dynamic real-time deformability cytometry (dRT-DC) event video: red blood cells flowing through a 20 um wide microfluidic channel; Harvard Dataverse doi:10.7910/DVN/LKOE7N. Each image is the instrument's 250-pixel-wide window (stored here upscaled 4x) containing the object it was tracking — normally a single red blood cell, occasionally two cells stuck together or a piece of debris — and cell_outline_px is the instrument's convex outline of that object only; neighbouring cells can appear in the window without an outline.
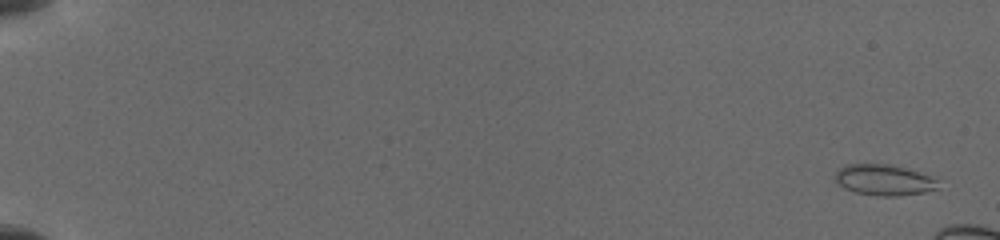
{"species": "common noctule bat (a hibernating species)", "species_latin": "Nyctalus noctula", "temperature_condition": "cold", "stored_images_in_passage": 27, "camera_frame_rate_fps": 3000, "um_per_image_px": 0.085, "animal": {"sex": "female", "body_mass_g": 19.5, "forearm_length_mm": 54.1}, "frame": {"image": 1, "passage_image": 4, "time_ms": 0.667, "image_size_px": [1000, 240], "cell_outline_px": [[936, 188], [924, 192], [900, 196], [876, 196], [856, 192], [844, 188], [836, 180], [836, 172], [840, 168], [848, 164], [888, 164], [904, 168], [928, 176], [936, 180]], "centroid_in_image_um": [75.09, 15.31], "position_along_channel_um": 9.9, "area_um2": 18.03}}